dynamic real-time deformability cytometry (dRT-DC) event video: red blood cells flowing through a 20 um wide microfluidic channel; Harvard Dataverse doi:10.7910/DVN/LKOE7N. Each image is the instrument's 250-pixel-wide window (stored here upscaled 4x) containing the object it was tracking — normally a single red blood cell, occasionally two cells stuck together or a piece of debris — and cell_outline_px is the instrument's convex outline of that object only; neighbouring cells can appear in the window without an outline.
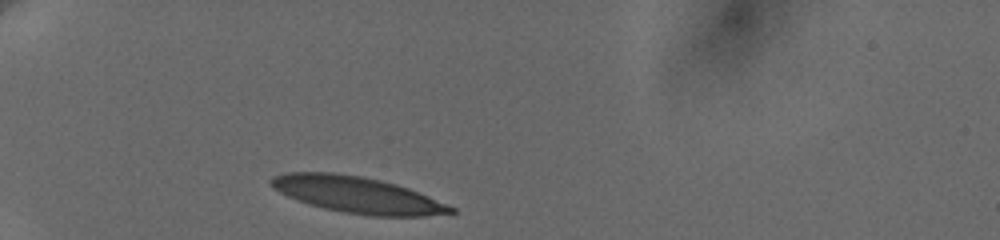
{"species": "human", "species_latin": "Homo sapiens", "temperature_condition": "cold", "stored_images_in_passage": 3, "camera_frame_rate_fps": 3000, "um_per_image_px": 0.085, "donor": {"sex": "female"}, "frame": {"image": 1, "passage_image": 1, "time_ms": 0.0, "image_size_px": [1000, 240], "cell_outline_px": [[456, 212], [424, 216], [368, 216], [344, 212], [324, 208], [308, 204], [288, 196], [272, 188], [268, 180], [272, 176], [288, 172], [332, 172], [360, 176], [380, 180], [396, 184], [408, 188], [448, 204], [456, 208]], "centroid_in_image_um": [30.35, 16.55], "position_along_channel_um": 54.7, "area_um2": 37.97}}
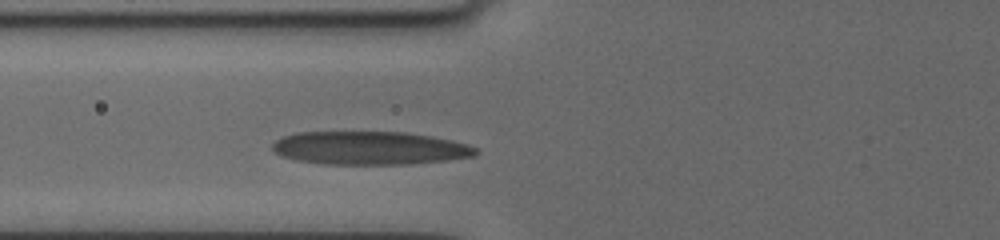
{"frame": {"image": 2, "passage_image": 3, "time_ms": 2.0, "image_size_px": [1000, 240], "cell_outline_px": [[480, 152], [476, 156], [448, 160], [408, 164], [324, 164], [296, 160], [280, 156], [272, 148], [272, 144], [276, 140], [284, 136], [296, 132], [404, 132], [432, 136], [452, 140], [468, 144], [476, 148]], "centroid_in_image_um": [31.45, 12.58], "position_along_channel_um": 94.3, "area_um2": 39.65}}